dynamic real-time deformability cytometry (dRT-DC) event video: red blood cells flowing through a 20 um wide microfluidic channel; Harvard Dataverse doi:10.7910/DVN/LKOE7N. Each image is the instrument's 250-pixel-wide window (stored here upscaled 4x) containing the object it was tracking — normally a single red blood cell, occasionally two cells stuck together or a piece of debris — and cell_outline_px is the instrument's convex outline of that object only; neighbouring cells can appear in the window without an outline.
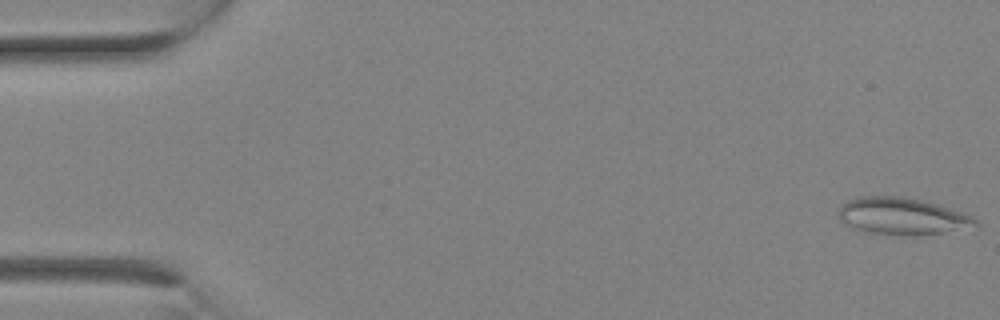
{"species": "Egyptian fruit bat (a non-hibernating species)", "species_latin": "Rousettus aegyptiacus", "temperature_condition": "room temperature", "stored_images_in_passage": 7, "camera_frame_rate_fps": 3000, "um_per_image_px": 0.085, "animal": {"sex": "female"}, "frame": {"image": 1, "passage_image": 1, "time_ms": 0.0, "image_size_px": [1000, 320], "cell_outline_px": [[980, 228], [944, 232], [864, 232], [852, 228], [840, 220], [840, 208], [848, 200], [860, 196], [904, 196], [940, 204], [972, 216], [980, 224]], "centroid_in_image_um": [76.75, 18.33], "position_along_channel_um": 8.2, "area_um2": 28.73}}